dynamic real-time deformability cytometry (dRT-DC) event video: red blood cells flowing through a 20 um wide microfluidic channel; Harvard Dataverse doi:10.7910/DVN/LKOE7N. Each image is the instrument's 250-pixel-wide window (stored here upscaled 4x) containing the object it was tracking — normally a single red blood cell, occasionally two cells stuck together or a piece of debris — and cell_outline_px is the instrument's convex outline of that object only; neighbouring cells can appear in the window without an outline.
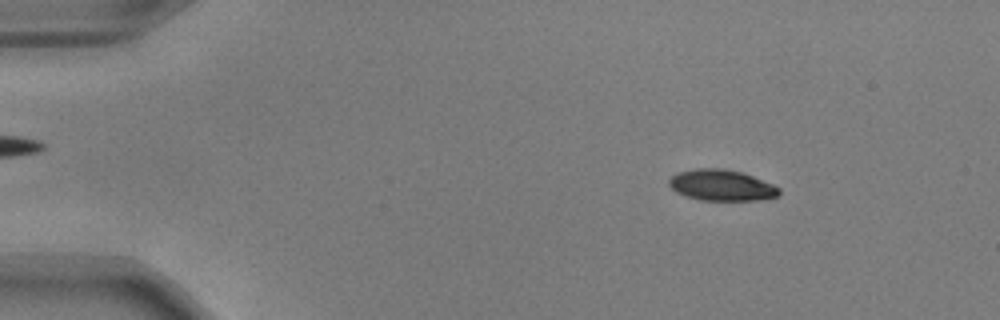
{"species": "common noctule bat (a hibernating species)", "species_latin": "Nyctalus noctula", "temperature_condition": "warm", "stored_images_in_passage": 14, "camera_frame_rate_fps": 3000, "um_per_image_px": 0.085, "animal": {"sex": "male", "body_mass_g": 17.9, "forearm_length_mm": 54.2}, "frame": {"image": 1, "passage_image": 1, "time_ms": 0.0, "image_size_px": [1000, 320], "cell_outline_px": [[780, 196], [756, 200], [700, 200], [676, 192], [668, 184], [668, 180], [676, 172], [696, 168], [724, 168], [744, 172], [772, 184], [780, 188]], "centroid_in_image_um": [61.33, 15.73], "position_along_channel_um": 23.7, "area_um2": 20.06}}
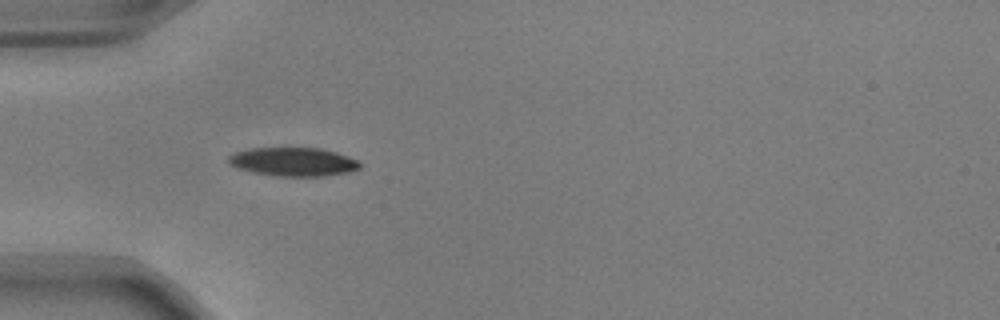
{"frame": {"image": 2, "passage_image": 10, "time_ms": 3.0, "image_size_px": [1000, 320], "cell_outline_px": [[360, 168], [348, 172], [324, 176], [280, 176], [256, 172], [236, 168], [228, 164], [228, 156], [236, 152], [252, 148], [320, 148], [336, 152], [348, 156], [356, 160], [360, 164]], "centroid_in_image_um": [24.92, 13.75], "position_along_channel_um": 60.1, "area_um2": 21.73}}
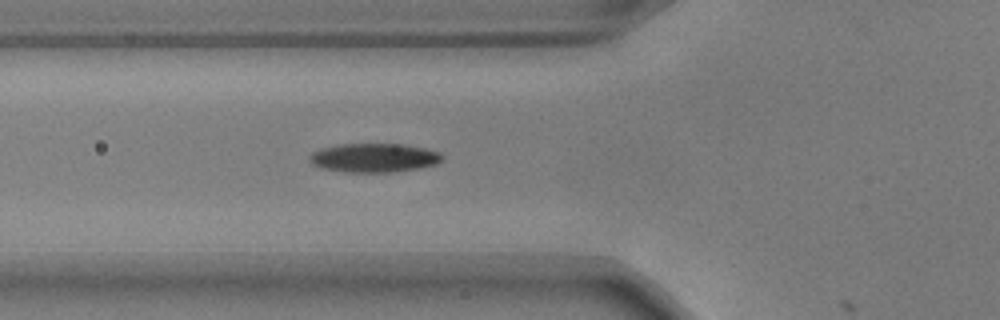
{"frame": {"image": 3, "passage_image": 13, "time_ms": 4.0, "image_size_px": [1000, 320], "cell_outline_px": [[444, 160], [436, 164], [420, 168], [392, 172], [344, 172], [320, 168], [312, 164], [308, 160], [308, 156], [312, 152], [320, 148], [340, 144], [404, 144], [424, 148], [440, 152], [444, 156]], "centroid_in_image_um": [31.78, 13.41], "position_along_channel_um": 94.0, "area_um2": 22.66}}